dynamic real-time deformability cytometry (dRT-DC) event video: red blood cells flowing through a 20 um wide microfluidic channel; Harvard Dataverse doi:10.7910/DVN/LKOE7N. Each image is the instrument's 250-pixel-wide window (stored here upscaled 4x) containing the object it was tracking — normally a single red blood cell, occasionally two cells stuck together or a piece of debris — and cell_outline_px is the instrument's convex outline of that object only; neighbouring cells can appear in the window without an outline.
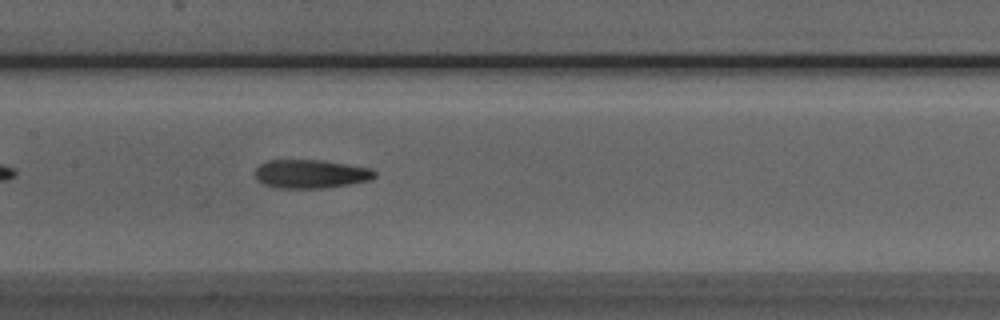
{"species": "Egyptian fruit bat (a non-hibernating species)", "species_latin": "Rousettus aegyptiacus", "temperature_condition": "room temperature", "stored_images_in_passage": 37, "segment_of_instrument_passage": [1, 2], "camera_frame_rate_fps": 3000, "um_per_image_px": 0.085, "animal": {"sex": "male"}, "frame": {"image": 1, "passage_image": 9, "time_ms": 2.667, "image_size_px": [1000, 320], "cell_outline_px": [[376, 176], [368, 180], [320, 188], [272, 188], [256, 180], [256, 168], [260, 164], [268, 160], [324, 160], [368, 168], [376, 172]], "centroid_in_image_um": [26.34, 14.78], "position_along_channel_um": 181.1, "area_um2": 19.71}}
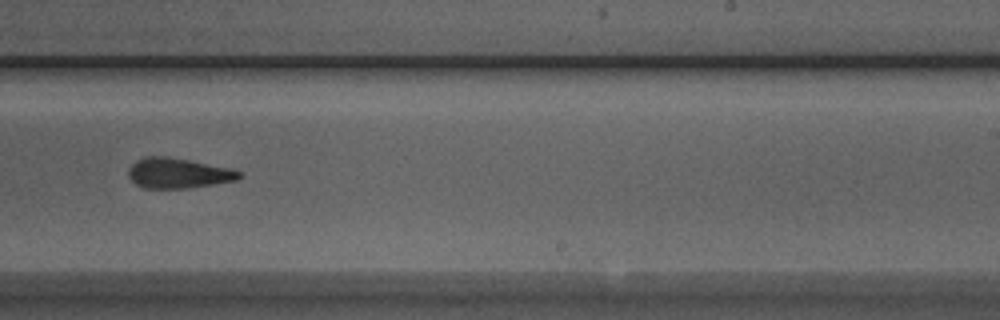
{"frame": {"image": 2, "passage_image": 16, "time_ms": 5.0, "image_size_px": [1000, 320], "cell_outline_px": [[240, 176], [236, 180], [188, 188], [144, 188], [136, 184], [128, 176], [128, 168], [136, 160], [144, 156], [168, 156], [232, 168], [240, 172]], "centroid_in_image_um": [15.1, 14.7], "position_along_channel_um": 273.9, "area_um2": 19.48}}
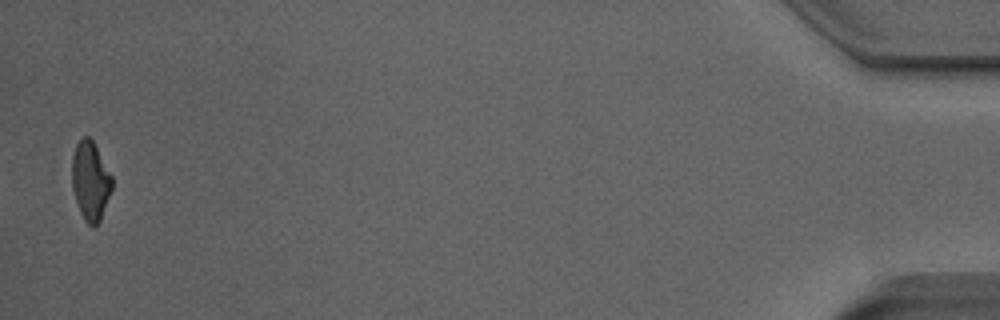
{"frame": {"image": 3, "passage_image": 35, "time_ms": 11.333, "image_size_px": [1000, 320], "cell_outline_px": [[112, 188], [100, 220], [92, 228], [84, 220], [80, 212], [72, 188], [72, 156], [76, 144], [84, 136], [88, 136], [92, 140], [112, 176]], "centroid_in_image_um": [7.67, 15.38], "position_along_channel_um": 427.5, "area_um2": 18.21}}